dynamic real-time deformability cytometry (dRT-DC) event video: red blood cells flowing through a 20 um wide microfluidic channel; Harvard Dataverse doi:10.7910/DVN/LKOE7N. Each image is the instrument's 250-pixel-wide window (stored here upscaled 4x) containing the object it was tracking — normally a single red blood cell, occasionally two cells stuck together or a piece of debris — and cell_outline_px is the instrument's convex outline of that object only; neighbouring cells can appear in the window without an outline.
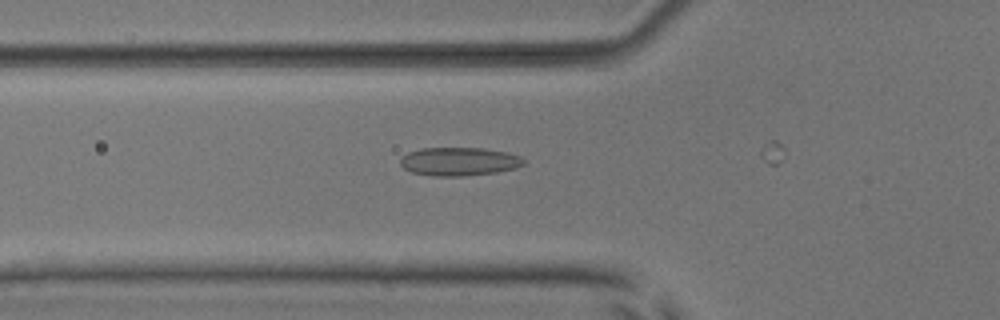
{"species": "common noctule bat (a hibernating species)", "species_latin": "Nyctalus noctula", "temperature_condition": "room temperature", "stored_images_in_passage": 5, "camera_frame_rate_fps": 3000, "um_per_image_px": 0.085, "animal": {"sex": "male", "body_mass_g": 17.9, "forearm_length_mm": 54.2}, "frame": {"image": 1, "passage_image": 3, "time_ms": 0.667, "image_size_px": [1000, 320], "cell_outline_px": [[524, 164], [516, 168], [496, 172], [464, 176], [432, 176], [412, 172], [404, 168], [400, 164], [400, 156], [408, 152], [420, 148], [484, 148], [508, 152], [520, 156], [524, 160]], "centroid_in_image_um": [39.01, 13.72], "position_along_channel_um": 86.8, "area_um2": 20.58}}